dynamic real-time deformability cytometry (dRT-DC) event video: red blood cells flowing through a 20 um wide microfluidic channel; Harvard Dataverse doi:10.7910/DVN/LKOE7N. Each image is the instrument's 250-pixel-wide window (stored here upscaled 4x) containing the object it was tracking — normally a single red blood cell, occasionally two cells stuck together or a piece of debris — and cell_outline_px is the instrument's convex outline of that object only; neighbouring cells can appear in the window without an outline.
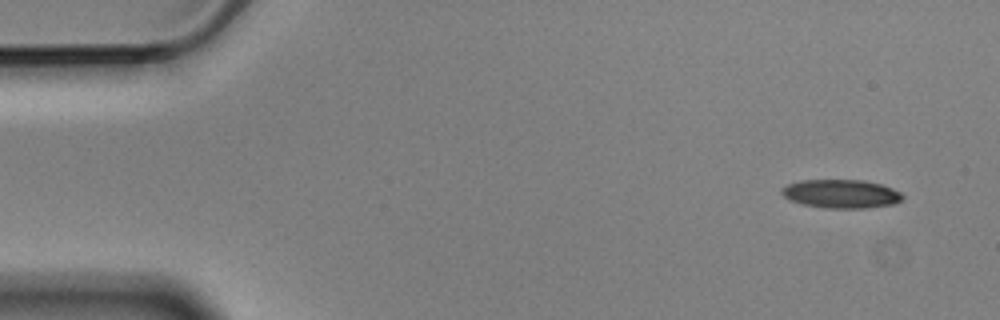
{"species": "Egyptian fruit bat (a non-hibernating species)", "species_latin": "Rousettus aegyptiacus", "temperature_condition": "cold", "stored_images_in_passage": 7, "camera_frame_rate_fps": 3000, "um_per_image_px": 0.085, "animal": {"sex": "male"}, "frame": {"image": 1, "passage_image": 1, "time_ms": 0.0, "image_size_px": [1000, 320], "cell_outline_px": [[904, 196], [900, 200], [892, 204], [864, 208], [824, 208], [804, 204], [792, 200], [784, 196], [780, 192], [780, 188], [788, 184], [800, 180], [864, 180], [880, 184], [892, 188], [900, 192]], "centroid_in_image_um": [71.48, 16.46], "position_along_channel_um": 13.5, "area_um2": 20.0}}
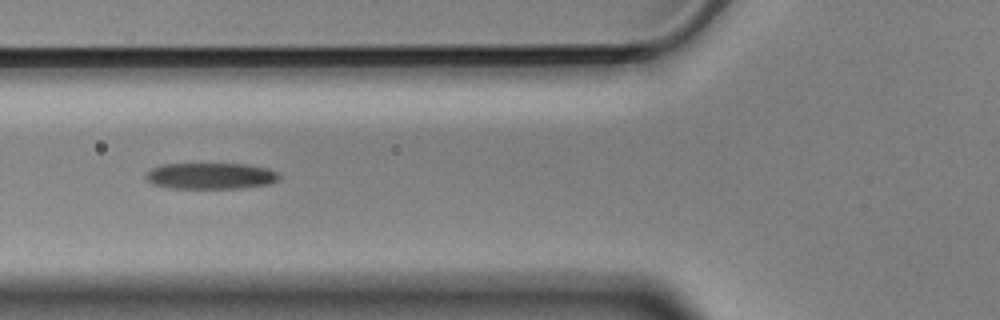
{"frame": {"image": 2, "passage_image": 6, "time_ms": 1.667, "image_size_px": [1000, 320], "cell_outline_px": [[280, 176], [276, 180], [268, 184], [240, 188], [172, 188], [152, 184], [144, 176], [152, 168], [164, 164], [244, 164], [268, 168], [276, 172]], "centroid_in_image_um": [17.89, 14.95], "position_along_channel_um": 107.9, "area_um2": 20.17}}
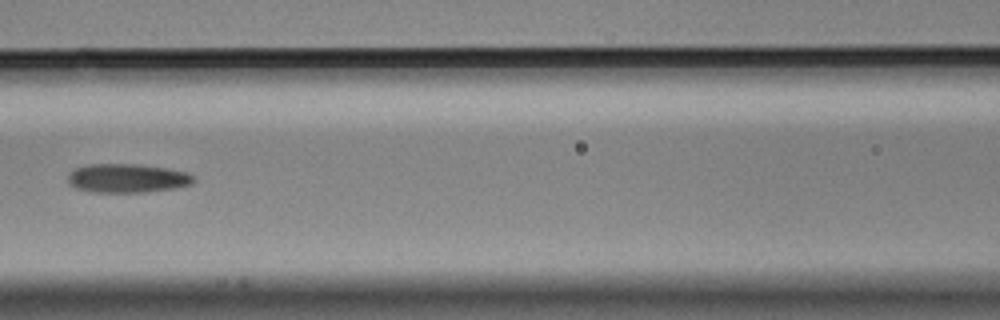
{"frame": {"image": 3, "passage_image": 7, "time_ms": 2.0, "image_size_px": [1000, 320], "cell_outline_px": [[196, 180], [192, 184], [176, 188], [140, 192], [92, 192], [76, 188], [68, 184], [68, 172], [76, 168], [88, 164], [136, 164], [168, 168], [188, 172]], "centroid_in_image_um": [10.81, 15.14], "position_along_channel_um": 155.8, "area_um2": 21.27}}